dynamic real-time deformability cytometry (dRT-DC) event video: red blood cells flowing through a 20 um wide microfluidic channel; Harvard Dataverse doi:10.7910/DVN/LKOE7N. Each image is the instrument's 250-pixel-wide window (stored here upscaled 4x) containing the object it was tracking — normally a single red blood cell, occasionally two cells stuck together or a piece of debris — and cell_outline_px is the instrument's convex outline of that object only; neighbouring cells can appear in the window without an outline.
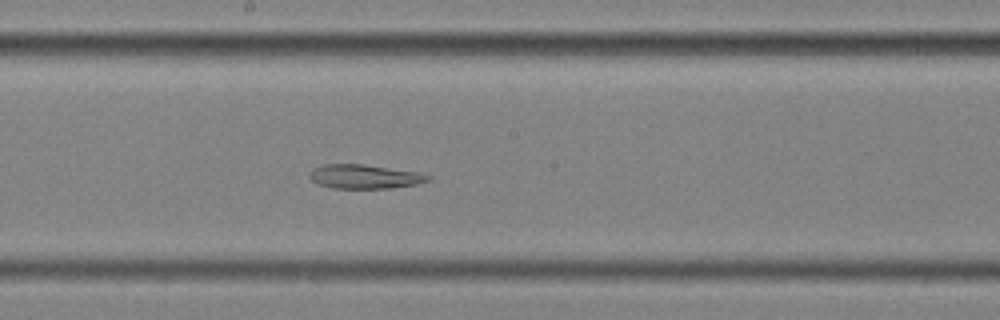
{"species": "common noctule bat (a hibernating species)", "species_latin": "Nyctalus noctula", "temperature_condition": "cold", "stored_images_in_passage": 52, "segment_of_instrument_passage": [2, 2], "camera_frame_rate_fps": 3000, "um_per_image_px": 0.085, "animal": {"sex": "female", "body_mass_g": 25.1}, "frame": {"image": 1, "passage_image": 26, "time_ms": 8.333, "image_size_px": [1000, 320], "cell_outline_px": [[432, 176], [428, 180], [416, 184], [392, 188], [332, 188], [316, 184], [308, 176], [308, 172], [312, 168], [324, 164], [364, 164], [416, 172]], "centroid_in_image_um": [30.91, 15.01], "position_along_channel_um": 217.3, "area_um2": 16.65}}
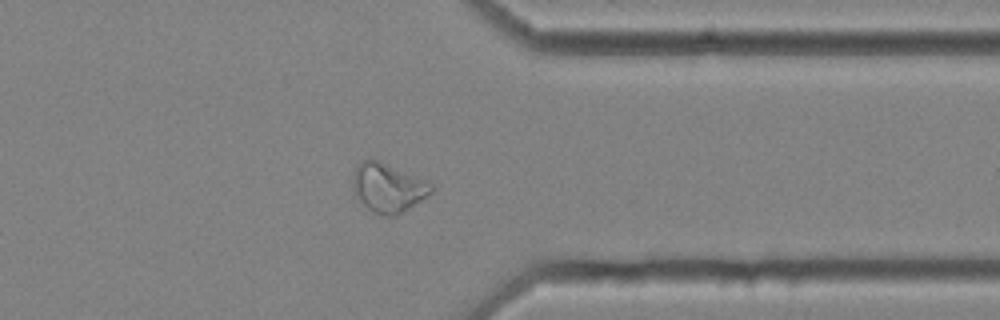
{"frame": {"image": 2, "passage_image": 40, "time_ms": 13.0, "image_size_px": [1000, 320], "cell_outline_px": [[436, 188], [432, 192], [396, 216], [388, 216], [372, 212], [360, 200], [352, 188], [352, 176], [356, 168], [364, 160], [376, 160], [432, 180]], "centroid_in_image_um": [33.05, 15.94], "position_along_channel_um": 378.4, "area_um2": 22.43}}
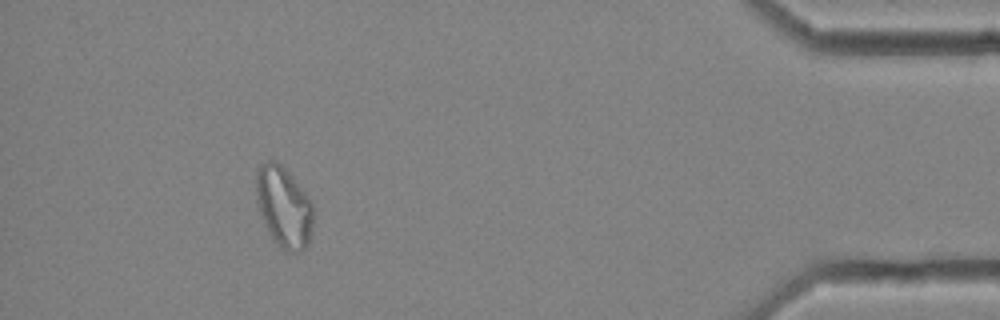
{"frame": {"image": 3, "passage_image": 47, "time_ms": 15.333, "image_size_px": [1000, 320], "cell_outline_px": [[312, 232], [308, 244], [300, 252], [288, 252], [276, 244], [264, 224], [256, 200], [256, 172], [260, 164], [272, 160], [276, 160], [292, 176], [308, 196], [312, 204]], "centroid_in_image_um": [24.11, 17.59], "position_along_channel_um": 411.1, "area_um2": 26.88}}